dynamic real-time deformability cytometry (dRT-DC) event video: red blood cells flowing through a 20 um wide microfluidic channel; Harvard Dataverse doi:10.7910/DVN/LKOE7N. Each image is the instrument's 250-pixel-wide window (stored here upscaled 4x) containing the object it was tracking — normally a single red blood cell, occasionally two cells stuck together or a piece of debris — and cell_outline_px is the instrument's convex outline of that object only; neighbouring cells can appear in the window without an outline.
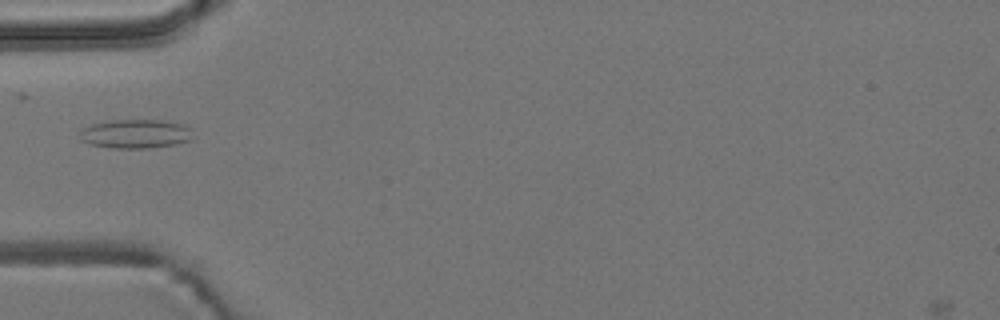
{"species": "common noctule bat (a hibernating species)", "species_latin": "Nyctalus noctula", "temperature_condition": "room temperature", "stored_images_in_passage": 6, "camera_frame_rate_fps": 3000, "um_per_image_px": 0.085, "animal": {"sex": "male", "body_mass_g": 19.2, "forearm_length_mm": 51.8}, "frame": {"image": 1, "passage_image": 2, "time_ms": 0.333, "image_size_px": [1000, 320], "cell_outline_px": [[192, 140], [176, 144], [148, 148], [112, 148], [92, 144], [80, 140], [80, 132], [84, 128], [92, 124], [112, 120], [164, 120], [184, 124], [188, 128]], "centroid_in_image_um": [11.52, 11.37], "position_along_channel_um": 73.5, "area_um2": 18.96}}
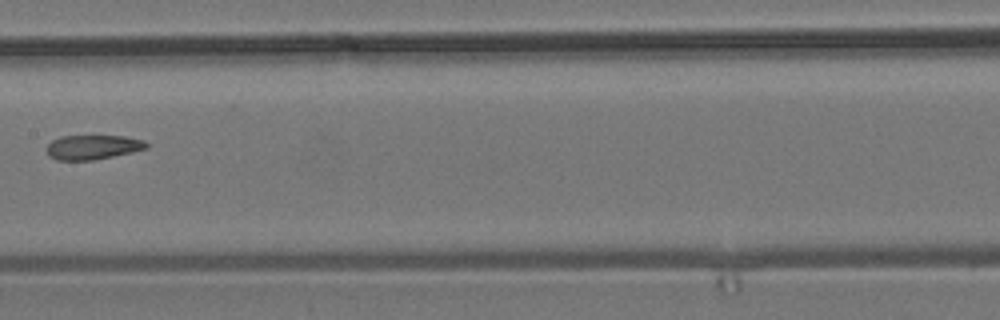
{"frame": {"image": 2, "passage_image": 5, "time_ms": 1.333, "image_size_px": [1000, 320], "cell_outline_px": [[148, 148], [132, 152], [92, 160], [56, 160], [48, 156], [48, 144], [52, 140], [60, 136], [124, 136], [144, 140], [148, 144]], "centroid_in_image_um": [7.89, 12.5], "position_along_channel_um": 199.5, "area_um2": 14.16}}
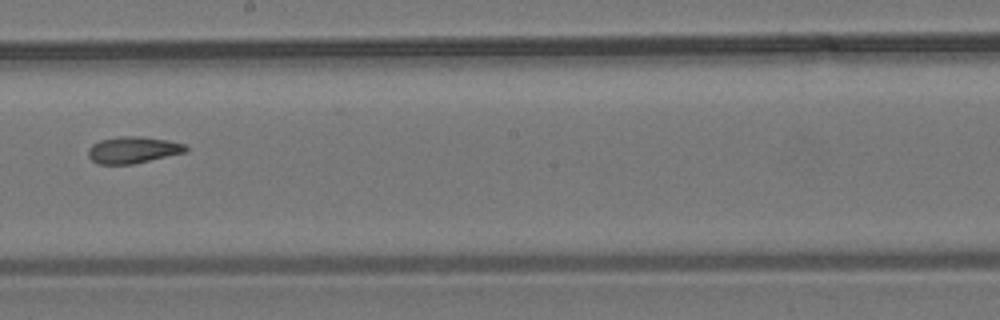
{"frame": {"image": 3, "passage_image": 6, "time_ms": 1.667, "image_size_px": [1000, 320], "cell_outline_px": [[188, 152], [132, 164], [96, 164], [88, 156], [88, 148], [92, 144], [100, 140], [120, 136], [144, 136], [168, 140], [184, 144], [188, 148]], "centroid_in_image_um": [11.31, 12.74], "position_along_channel_um": 236.9, "area_um2": 15.32}}